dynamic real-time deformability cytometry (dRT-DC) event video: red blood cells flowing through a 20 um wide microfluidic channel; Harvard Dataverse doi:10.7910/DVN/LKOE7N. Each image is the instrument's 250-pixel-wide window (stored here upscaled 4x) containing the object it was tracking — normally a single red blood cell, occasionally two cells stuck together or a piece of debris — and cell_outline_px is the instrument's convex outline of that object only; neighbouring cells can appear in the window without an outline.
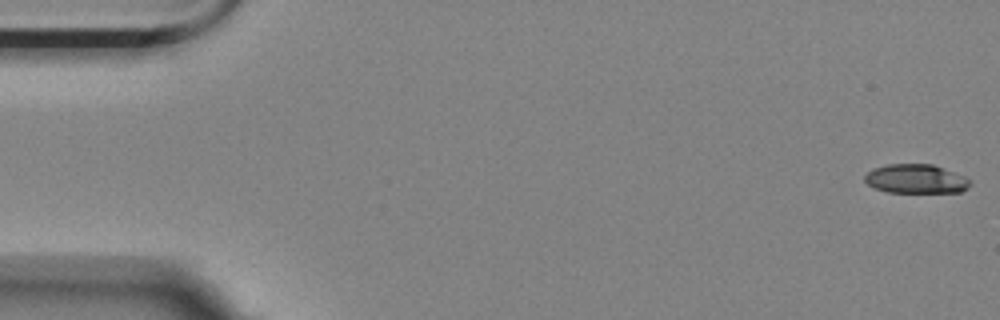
{"species": "Egyptian fruit bat (a non-hibernating species)", "species_latin": "Rousettus aegyptiacus", "temperature_condition": "room temperature", "stored_images_in_passage": 15, "camera_frame_rate_fps": 3000, "um_per_image_px": 0.085, "animal": {"sex": "female"}, "frame": {"image": 1, "passage_image": 1, "time_ms": 0.0, "image_size_px": [1000, 320], "cell_outline_px": [[972, 184], [968, 188], [960, 192], [888, 192], [876, 188], [868, 184], [864, 180], [864, 176], [872, 168], [888, 164], [932, 164], [964, 176], [972, 180]], "centroid_in_image_um": [77.87, 15.2], "position_along_channel_um": 7.1, "area_um2": 17.86}}
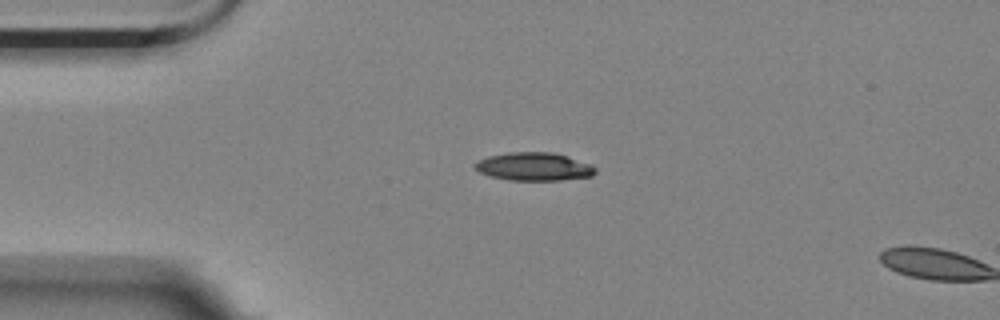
{"frame": {"image": 2, "passage_image": 13, "time_ms": 4.0, "image_size_px": [1000, 320], "cell_outline_px": [[596, 172], [592, 176], [560, 180], [508, 180], [492, 176], [480, 172], [472, 168], [472, 164], [476, 160], [488, 156], [508, 152], [552, 152], [568, 156], [592, 164], [596, 168]], "centroid_in_image_um": [45.36, 14.15], "position_along_channel_um": 39.6, "area_um2": 20.0}}